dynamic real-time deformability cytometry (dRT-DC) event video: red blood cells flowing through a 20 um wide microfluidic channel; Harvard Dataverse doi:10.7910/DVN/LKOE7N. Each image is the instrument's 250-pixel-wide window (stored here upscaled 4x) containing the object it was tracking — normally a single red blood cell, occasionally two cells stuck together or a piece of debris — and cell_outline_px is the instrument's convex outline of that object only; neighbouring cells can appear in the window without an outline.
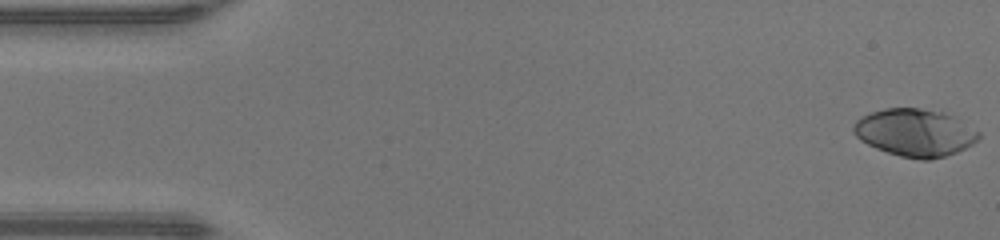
{"species": "human", "species_latin": "Homo sapiens", "temperature_condition": "warm", "stored_images_in_passage": 47, "camera_frame_rate_fps": 3000, "um_per_image_px": 0.085, "donor": {"sex": "male"}, "frame": {"image": 1, "passage_image": 1, "time_ms": 0.0, "image_size_px": [1000, 240], "cell_outline_px": [[980, 136], [972, 144], [956, 152], [944, 156], [928, 160], [920, 160], [900, 156], [876, 148], [860, 140], [852, 132], [852, 124], [856, 120], [872, 112], [884, 108], [920, 108], [944, 112], [956, 116], [980, 132]], "centroid_in_image_um": [77.77, 11.26], "position_along_channel_um": 7.2, "area_um2": 34.74}}
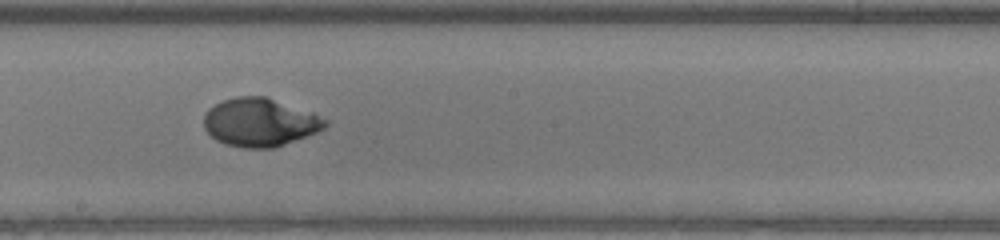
{"frame": {"image": 2, "passage_image": 26, "time_ms": 8.333, "image_size_px": [1000, 240], "cell_outline_px": [[328, 124], [324, 128], [316, 132], [284, 144], [272, 148], [244, 148], [224, 144], [216, 140], [204, 128], [204, 112], [208, 108], [224, 100], [236, 96], [264, 96], [312, 112], [328, 120]], "centroid_in_image_um": [22.06, 10.39], "position_along_channel_um": 226.1, "area_um2": 33.99}}
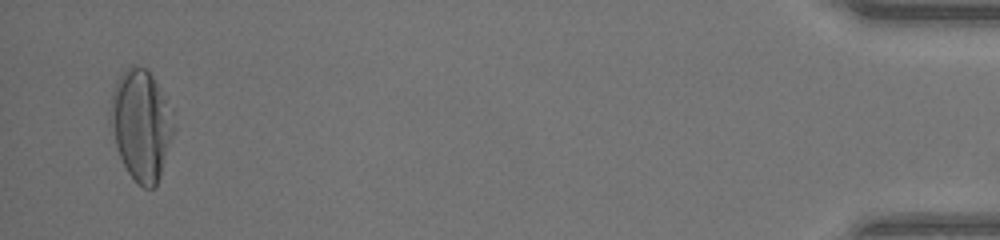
{"frame": {"image": 3, "passage_image": 46, "time_ms": 15.0, "image_size_px": [1000, 240], "cell_outline_px": [[176, 128], [156, 188], [144, 188], [128, 172], [120, 156], [108, 120], [108, 112], [112, 92], [120, 76], [132, 64], [144, 68], [152, 76], [164, 96], [172, 112]], "centroid_in_image_um": [12.0, 10.63], "position_along_channel_um": 423.2, "area_um2": 40.69}, "authors_computed_cell_mechanics": {"area_um2": 33.813, "velocity_mm_per_s": 4.3672, "shape_relaxation_time_tau1_ms": 3.5841, "shape_relaxation_time_tau2_ms": 0.7918, "deformation_change_tau1": 0.2229, "deformation_change_tau2": 0.029}}